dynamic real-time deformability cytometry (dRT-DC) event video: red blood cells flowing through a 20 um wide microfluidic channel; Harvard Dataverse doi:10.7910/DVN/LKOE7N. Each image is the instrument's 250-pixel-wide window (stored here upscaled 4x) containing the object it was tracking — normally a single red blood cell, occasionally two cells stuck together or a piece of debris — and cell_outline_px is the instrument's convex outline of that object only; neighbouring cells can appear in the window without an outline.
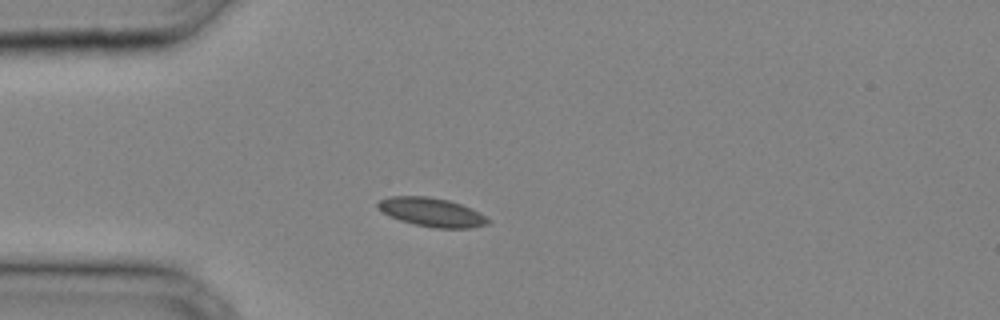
{"species": "common noctule bat (a hibernating species)", "species_latin": "Nyctalus noctula", "temperature_condition": "cold", "stored_images_in_passage": 26, "camera_frame_rate_fps": 3000, "um_per_image_px": 0.085, "animal": {"sex": "male", "body_mass_g": 20.4}, "frame": {"image": 1, "passage_image": 1, "time_ms": 0.0, "image_size_px": [1000, 320], "cell_outline_px": [[492, 220], [488, 224], [472, 228], [436, 228], [416, 224], [400, 220], [384, 212], [376, 204], [380, 200], [388, 196], [428, 196], [448, 200], [472, 208], [480, 212]], "centroid_in_image_um": [36.76, 18.03], "position_along_channel_um": 48.2, "area_um2": 18.38}}
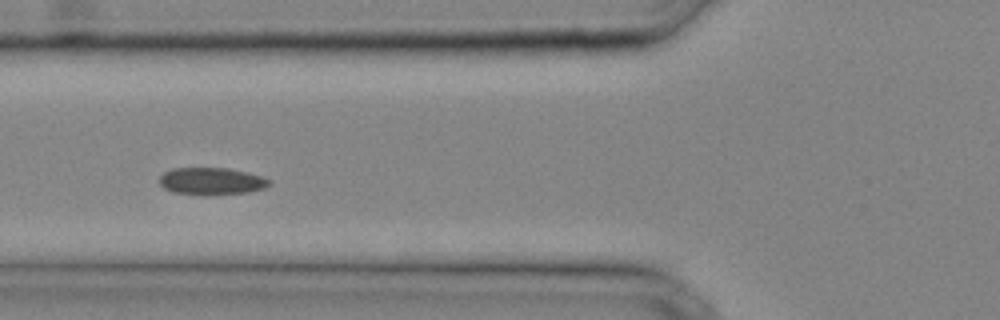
{"frame": {"image": 2, "passage_image": 5, "time_ms": 1.333, "image_size_px": [1000, 320], "cell_outline_px": [[272, 184], [264, 188], [248, 192], [208, 196], [204, 196], [172, 192], [164, 188], [160, 184], [160, 176], [164, 172], [172, 168], [228, 168], [248, 172], [272, 180]], "centroid_in_image_um": [17.99, 15.41], "position_along_channel_um": 107.8, "area_um2": 17.74}}